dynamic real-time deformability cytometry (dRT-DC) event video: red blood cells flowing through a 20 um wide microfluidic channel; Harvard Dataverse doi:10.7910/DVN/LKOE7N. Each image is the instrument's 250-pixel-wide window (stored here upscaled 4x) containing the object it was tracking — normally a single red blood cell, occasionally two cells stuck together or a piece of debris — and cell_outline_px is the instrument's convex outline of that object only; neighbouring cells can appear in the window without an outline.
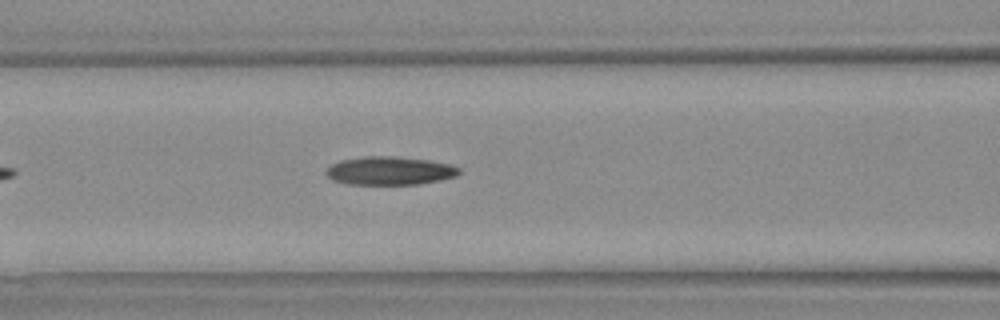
{"species": "Egyptian fruit bat (a non-hibernating species)", "species_latin": "Rousettus aegyptiacus", "temperature_condition": "warm", "stored_images_in_passage": 23, "camera_frame_rate_fps": 3000, "um_per_image_px": 0.085, "animal": {"sex": "female"}, "frame": {"image": 1, "passage_image": 7, "time_ms": 2.0, "image_size_px": [1000, 320], "cell_outline_px": [[460, 172], [456, 176], [440, 180], [416, 184], [348, 184], [332, 180], [328, 176], [328, 168], [332, 164], [340, 160], [364, 156], [388, 156], [428, 160], [448, 164], [460, 168]], "centroid_in_image_um": [33.12, 14.51], "position_along_channel_um": 133.5, "area_um2": 21.68}}